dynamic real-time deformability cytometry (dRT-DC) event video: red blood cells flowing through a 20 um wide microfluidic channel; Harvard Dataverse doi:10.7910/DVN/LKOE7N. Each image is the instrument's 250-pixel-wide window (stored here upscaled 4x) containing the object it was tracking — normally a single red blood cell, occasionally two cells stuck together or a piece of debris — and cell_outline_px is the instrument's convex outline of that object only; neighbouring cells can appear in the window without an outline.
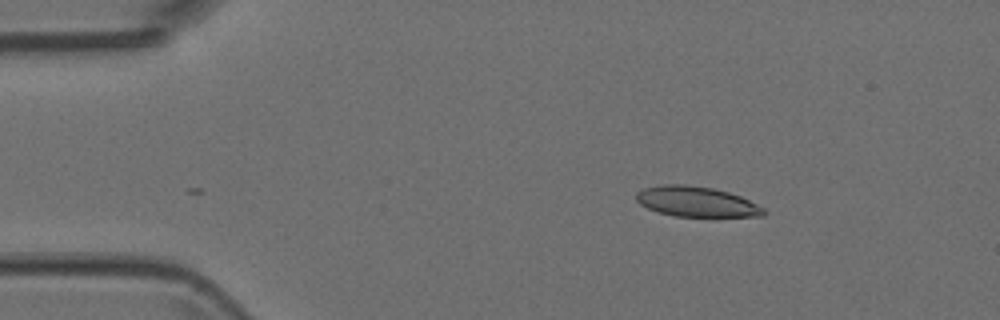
{"species": "Egyptian fruit bat (a non-hibernating species)", "species_latin": "Rousettus aegyptiacus", "temperature_condition": "room temperature", "stored_images_in_passage": 2, "camera_frame_rate_fps": 3000, "um_per_image_px": 0.085, "animal": {"sex": "female"}, "frame": {"image": 1, "passage_image": 2, "time_ms": 0.333, "image_size_px": [1000, 320], "cell_outline_px": [[768, 212], [764, 216], [672, 216], [656, 212], [640, 204], [636, 200], [636, 192], [644, 188], [668, 184], [684, 184], [712, 188], [728, 192], [740, 196], [764, 208]], "centroid_in_image_um": [59.18, 17.15], "position_along_channel_um": 25.8, "area_um2": 22.37}}